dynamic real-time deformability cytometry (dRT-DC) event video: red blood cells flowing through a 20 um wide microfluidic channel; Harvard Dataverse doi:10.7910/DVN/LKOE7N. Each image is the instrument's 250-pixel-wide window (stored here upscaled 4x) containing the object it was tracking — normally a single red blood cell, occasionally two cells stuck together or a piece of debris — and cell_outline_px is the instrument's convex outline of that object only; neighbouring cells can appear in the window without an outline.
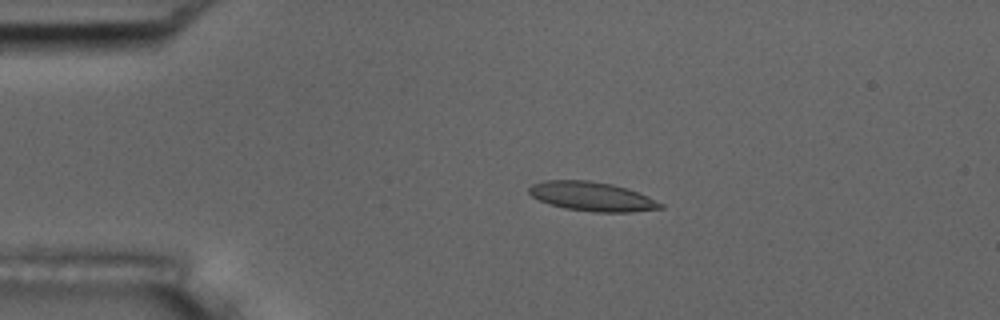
{"species": "common noctule bat (a hibernating species)", "species_latin": "Nyctalus noctula", "temperature_condition": "room temperature", "stored_images_in_passage": 57, "camera_frame_rate_fps": 3000, "um_per_image_px": 0.085, "animal": {"sex": "male", "body_mass_g": 17.5, "forearm_length_mm": 52.3}, "frame": {"image": 1, "passage_image": 12, "time_ms": 3.667, "image_size_px": [1000, 320], "cell_outline_px": [[664, 208], [632, 212], [596, 212], [564, 208], [540, 200], [532, 196], [528, 192], [528, 188], [532, 184], [544, 180], [588, 180], [612, 184], [628, 188], [648, 196], [664, 204]], "centroid_in_image_um": [50.35, 16.69], "position_along_channel_um": 34.7, "area_um2": 22.37}}
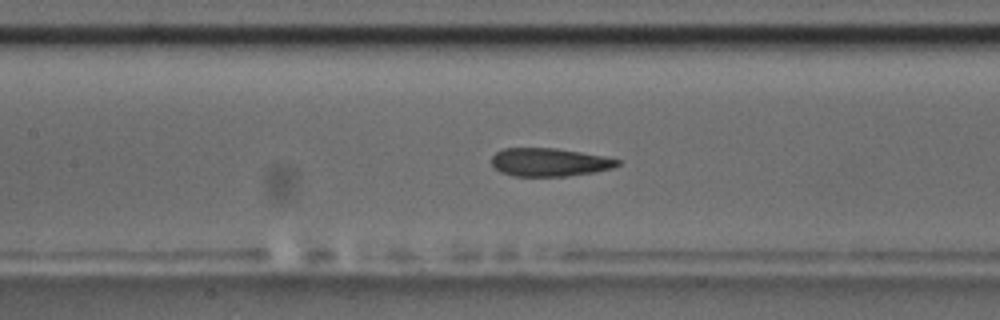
{"frame": {"image": 2, "passage_image": 26, "time_ms": 8.333, "image_size_px": [1000, 320], "cell_outline_px": [[620, 164], [612, 168], [596, 172], [568, 176], [512, 176], [500, 172], [492, 164], [492, 156], [496, 152], [504, 148], [556, 148], [604, 156], [620, 160]], "centroid_in_image_um": [46.7, 13.79], "position_along_channel_um": 160.7, "area_um2": 20.75}}
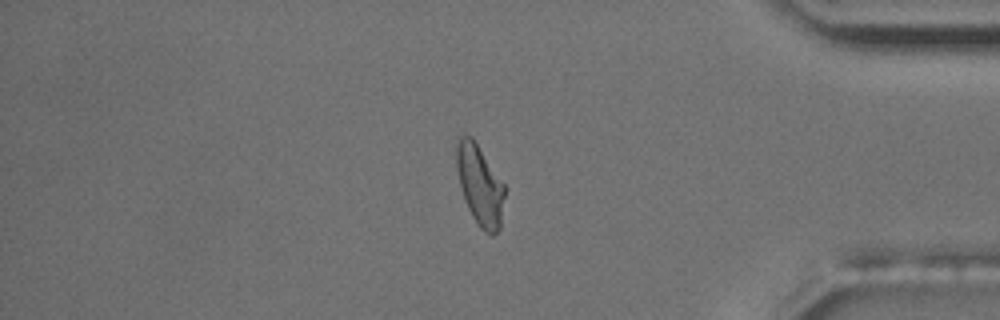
{"frame": {"image": 3, "passage_image": 48, "time_ms": 15.667, "image_size_px": [1000, 320], "cell_outline_px": [[504, 196], [500, 228], [492, 236], [484, 232], [480, 228], [472, 216], [468, 208], [460, 184], [456, 168], [456, 136], [472, 136], [504, 184]], "centroid_in_image_um": [40.77, 15.72], "position_along_channel_um": 394.4, "area_um2": 22.37}, "authors_computed_cell_mechanics": {"area_um2": 21.5594, "velocity_mm_per_s": 3.5602, "shape_relaxation_time_tau1_ms": null, "shape_relaxation_time_tau2_ms": 1.8448, "deformation_change_tau1": null, "deformation_change_tau2": 0.0767}}